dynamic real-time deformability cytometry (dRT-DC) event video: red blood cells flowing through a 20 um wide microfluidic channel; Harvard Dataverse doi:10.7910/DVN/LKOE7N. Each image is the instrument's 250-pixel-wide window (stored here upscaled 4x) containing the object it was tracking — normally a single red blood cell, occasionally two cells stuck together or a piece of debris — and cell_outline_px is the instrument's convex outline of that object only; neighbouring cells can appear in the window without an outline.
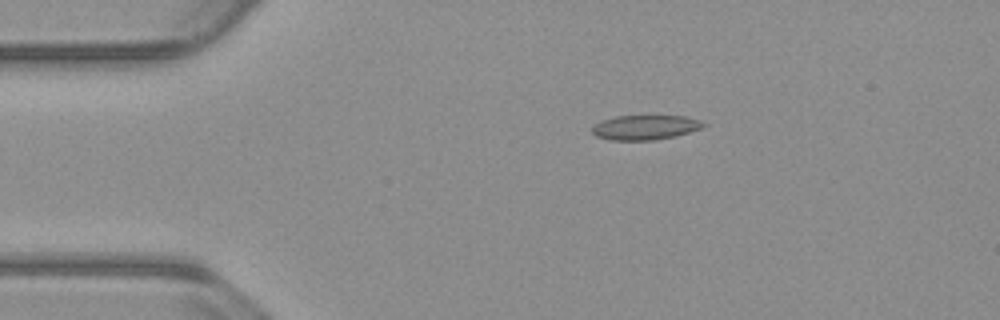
{"species": "common noctule bat (a hibernating species)", "species_latin": "Nyctalus noctula", "temperature_condition": "warm", "stored_images_in_passage": 46, "camera_frame_rate_fps": 3000, "um_per_image_px": 0.085, "animal": {"sex": "male", "body_mass_g": 23.1, "forearm_length_mm": 52.7}, "frame": {"image": 1, "passage_image": 2, "time_ms": 0.333, "image_size_px": [1000, 320], "cell_outline_px": [[708, 124], [700, 128], [676, 136], [656, 140], [608, 140], [596, 136], [592, 132], [592, 128], [596, 124], [604, 120], [616, 116], [688, 116], [700, 120]], "centroid_in_image_um": [54.86, 10.83], "position_along_channel_um": 30.1, "area_um2": 15.95}}
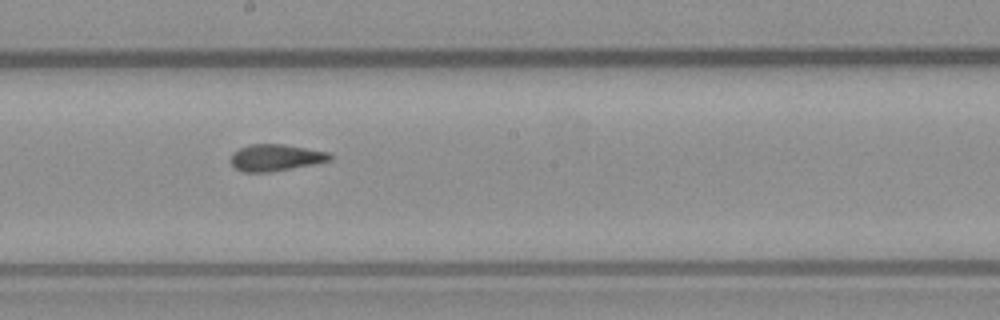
{"frame": {"image": 2, "passage_image": 21, "time_ms": 6.667, "image_size_px": [1000, 320], "cell_outline_px": [[332, 160], [312, 164], [268, 172], [244, 172], [236, 168], [228, 160], [232, 152], [248, 144], [284, 144], [328, 152], [332, 156]], "centroid_in_image_um": [23.38, 13.38], "position_along_channel_um": 224.8, "area_um2": 15.37}}
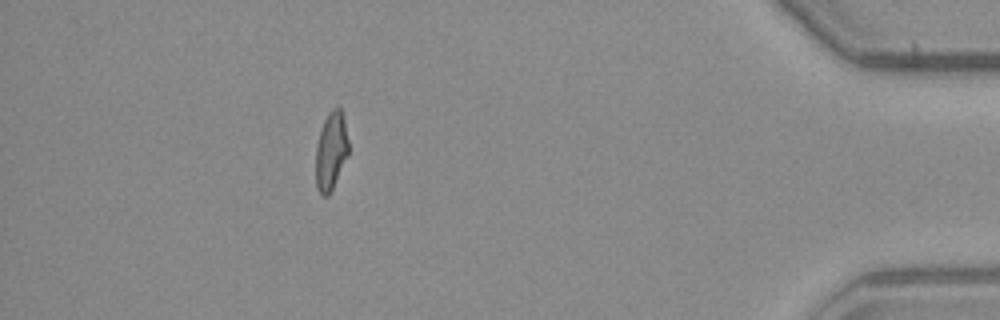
{"frame": {"image": 3, "passage_image": 40, "time_ms": 13.0, "image_size_px": [1000, 320], "cell_outline_px": [[348, 156], [328, 196], [320, 196], [316, 188], [316, 144], [324, 120], [328, 112], [332, 108], [340, 108], [344, 120], [348, 140]], "centroid_in_image_um": [28.12, 12.86], "position_along_channel_um": 407.1, "area_um2": 14.85}, "authors_computed_cell_mechanics": {"area_um2": 15.6349, "velocity_mm_per_s": 3.8088, "shape_relaxation_time_tau1_ms": null, "shape_relaxation_time_tau2_ms": 2.0214, "deformation_change_tau1": null, "deformation_change_tau2": 0.0989}}